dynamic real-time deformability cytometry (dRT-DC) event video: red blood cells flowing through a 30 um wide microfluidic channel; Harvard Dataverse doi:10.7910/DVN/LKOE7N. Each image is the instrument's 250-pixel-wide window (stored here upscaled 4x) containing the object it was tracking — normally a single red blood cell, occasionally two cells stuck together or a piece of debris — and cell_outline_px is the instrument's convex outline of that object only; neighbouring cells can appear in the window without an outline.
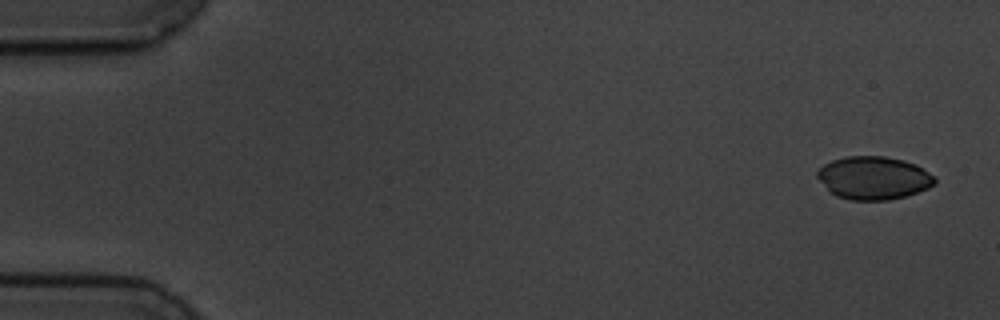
{"species": "common noctule bat (a hibernating species)", "species_latin": "Nyctalus noctula", "temperature_condition": "cold", "stored_images_in_passage": 5, "camera_frame_rate_fps": 3000, "um_per_image_px": 0.085, "animal": {"sex": "male", "body_mass_g": 19.5, "forearm_length_mm": 54.6}, "frame": {"image": 1, "passage_image": 1, "time_ms": 0.0, "image_size_px": [1000, 320], "cell_outline_px": [[936, 184], [928, 188], [904, 196], [888, 200], [852, 200], [836, 196], [816, 176], [816, 172], [824, 164], [832, 160], [848, 156], [884, 156], [904, 160], [916, 164], [936, 176]], "centroid_in_image_um": [74.29, 15.11], "position_along_channel_um": 10.7, "area_um2": 29.36}}